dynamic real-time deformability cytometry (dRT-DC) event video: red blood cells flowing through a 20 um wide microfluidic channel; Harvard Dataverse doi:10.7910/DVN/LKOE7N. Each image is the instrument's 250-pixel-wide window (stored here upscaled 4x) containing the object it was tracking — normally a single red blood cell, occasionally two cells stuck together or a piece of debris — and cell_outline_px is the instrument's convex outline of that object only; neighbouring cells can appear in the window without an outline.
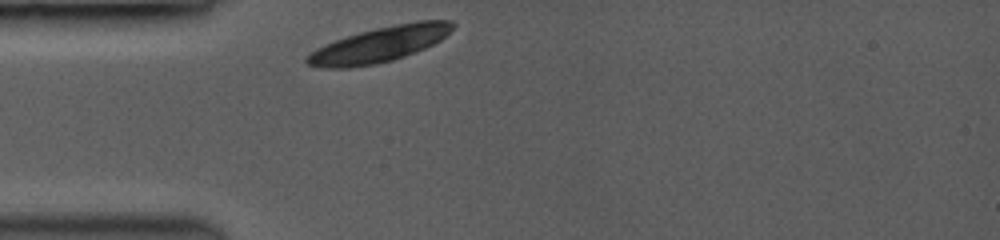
{"species": "common noctule bat (a hibernating species)", "species_latin": "Nyctalus noctula", "temperature_condition": "room temperature", "stored_images_in_passage": 28, "camera_frame_rate_fps": 3500, "um_per_image_px": 0.085, "animal": {"sex": "female", "body_mass_g": 19.0, "forearm_length_mm": 53.3}, "frame": {"image": 1, "passage_image": 1, "time_ms": 0.0, "image_size_px": [1000, 240], "cell_outline_px": [[456, 24], [440, 40], [424, 48], [404, 56], [392, 60], [372, 64], [344, 68], [320, 68], [308, 64], [304, 60], [304, 56], [316, 48], [324, 44], [360, 32], [376, 28], [396, 24], [420, 20], [452, 20]], "centroid_in_image_um": [32.22, 3.77], "position_along_channel_um": 52.8, "area_um2": 29.59}}
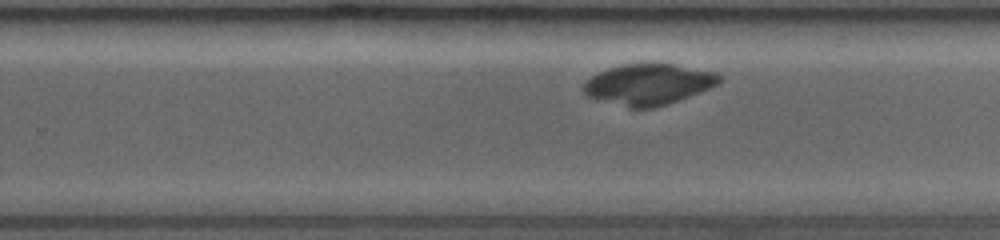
{"frame": {"image": 2, "passage_image": 18, "time_ms": 4.857, "image_size_px": [1000, 240], "cell_outline_px": [[720, 80], [716, 84], [708, 88], [676, 100], [652, 108], [632, 108], [588, 96], [584, 92], [584, 84], [592, 76], [608, 68], [624, 64], [672, 64], [716, 72], [720, 76]], "centroid_in_image_um": [55.1, 7.15], "position_along_channel_um": 274.7, "area_um2": 31.33}}
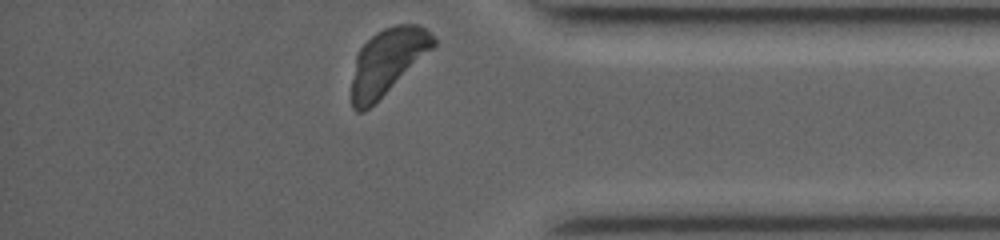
{"frame": {"image": 3, "passage_image": 28, "time_ms": 7.714, "image_size_px": [1000, 240], "cell_outline_px": [[436, 44], [432, 48], [364, 112], [356, 112], [352, 108], [352, 80], [356, 56], [360, 48], [372, 36], [384, 28], [396, 24], [416, 24], [424, 28], [436, 40]], "centroid_in_image_um": [32.89, 5.21], "position_along_channel_um": 402.3, "area_um2": 30.23}}